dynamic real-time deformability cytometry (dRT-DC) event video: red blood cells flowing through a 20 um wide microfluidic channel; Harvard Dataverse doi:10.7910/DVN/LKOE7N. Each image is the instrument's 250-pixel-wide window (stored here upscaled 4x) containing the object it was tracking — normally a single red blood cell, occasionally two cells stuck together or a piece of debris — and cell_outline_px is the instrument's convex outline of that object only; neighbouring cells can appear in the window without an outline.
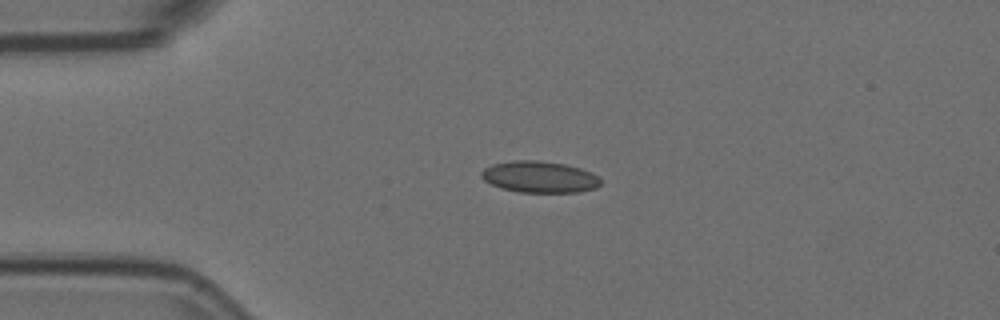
{"species": "Egyptian fruit bat (a non-hibernating species)", "species_latin": "Rousettus aegyptiacus", "temperature_condition": "room temperature", "stored_images_in_passage": 2, "camera_frame_rate_fps": 3000, "um_per_image_px": 0.085, "animal": {"sex": "female"}, "frame": {"image": 1, "passage_image": 1, "time_ms": 0.0, "image_size_px": [1000, 320], "cell_outline_px": [[600, 184], [596, 188], [580, 192], [520, 192], [500, 188], [484, 180], [480, 176], [480, 172], [484, 168], [492, 164], [516, 160], [536, 160], [564, 164], [580, 168], [592, 172], [600, 180]], "centroid_in_image_um": [45.84, 15.04], "position_along_channel_um": 39.2, "area_um2": 21.85}}